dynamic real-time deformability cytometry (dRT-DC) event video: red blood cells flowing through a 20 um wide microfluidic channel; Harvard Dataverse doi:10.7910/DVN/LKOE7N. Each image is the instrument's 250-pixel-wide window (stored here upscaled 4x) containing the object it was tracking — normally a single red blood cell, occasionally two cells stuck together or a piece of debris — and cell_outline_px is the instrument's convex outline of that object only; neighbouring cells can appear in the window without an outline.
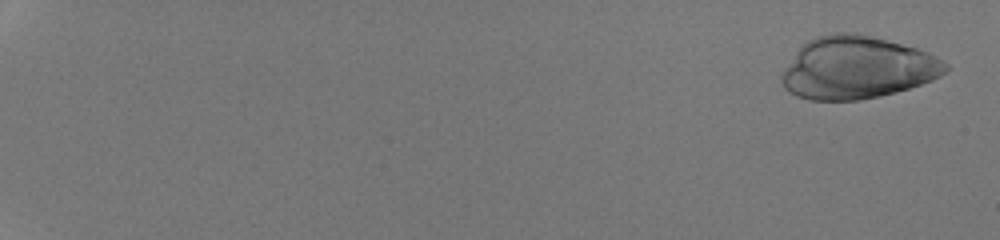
{"species": "human", "species_latin": "Homo sapiens", "temperature_condition": "room temperature", "stored_images_in_passage": 52, "camera_frame_rate_fps": 3000, "um_per_image_px": 0.085, "donor": {"sex": "male"}, "frame": {"image": 1, "passage_image": 2, "time_ms": 0.333, "image_size_px": [1000, 240], "cell_outline_px": [[948, 68], [940, 76], [932, 80], [896, 92], [860, 100], [812, 100], [796, 96], [784, 88], [784, 72], [800, 48], [808, 40], [816, 36], [836, 32], [856, 32], [916, 48], [928, 52], [936, 56], [948, 64]], "centroid_in_image_um": [72.9, 5.75], "position_along_channel_um": 12.1, "area_um2": 58.78}}
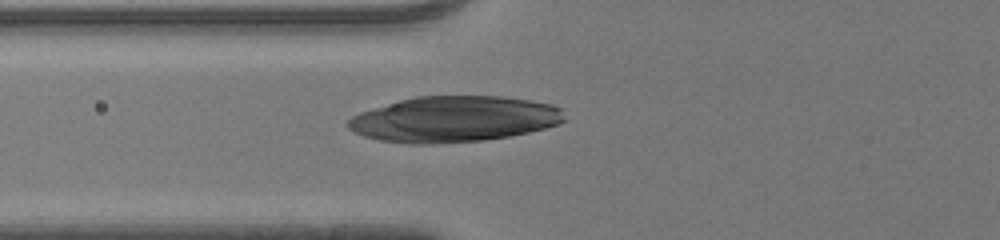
{"frame": {"image": 2, "passage_image": 24, "time_ms": 7.667, "image_size_px": [1000, 240], "cell_outline_px": [[564, 120], [556, 124], [544, 128], [528, 132], [508, 136], [484, 140], [436, 144], [408, 144], [380, 140], [364, 136], [348, 128], [348, 120], [352, 116], [360, 112], [372, 108], [400, 100], [416, 96], [504, 96], [552, 104], [560, 108]], "centroid_in_image_um": [38.55, 10.13], "position_along_channel_um": 87.2, "area_um2": 57.57}}
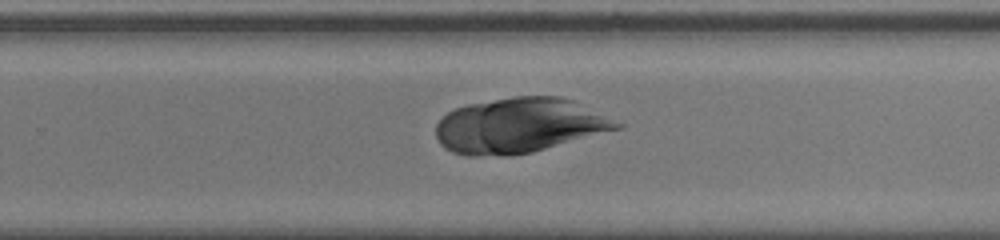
{"frame": {"image": 3, "passage_image": 38, "time_ms": 12.333, "image_size_px": [1000, 240], "cell_outline_px": [[624, 124], [620, 128], [532, 152], [508, 156], [468, 156], [452, 152], [444, 148], [440, 144], [436, 136], [436, 124], [448, 112], [456, 108], [468, 104], [512, 96], [560, 96], [572, 100]], "centroid_in_image_um": [44.1, 10.67], "position_along_channel_um": 285.7, "area_um2": 57.74}}